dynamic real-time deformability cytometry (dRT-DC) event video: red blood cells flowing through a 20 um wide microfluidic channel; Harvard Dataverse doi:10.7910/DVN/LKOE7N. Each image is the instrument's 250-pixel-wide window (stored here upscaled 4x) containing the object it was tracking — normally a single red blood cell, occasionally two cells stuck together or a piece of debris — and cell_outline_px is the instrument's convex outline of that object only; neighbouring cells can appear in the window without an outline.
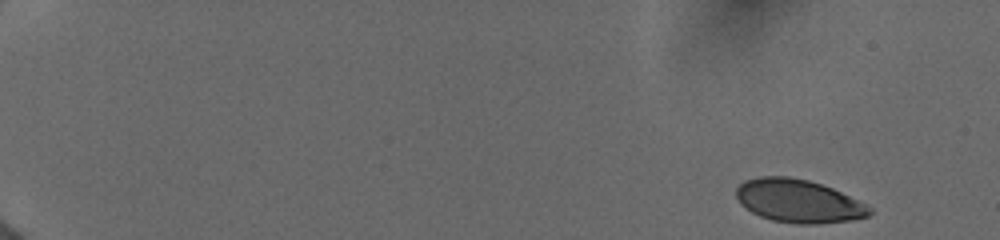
{"species": "human", "species_latin": "Homo sapiens", "temperature_condition": "cold", "stored_images_in_passage": 21, "camera_frame_rate_fps": 3000, "um_per_image_px": 0.085, "donor": {"sex": "female"}, "frame": {"image": 1, "passage_image": 1, "time_ms": 0.0, "image_size_px": [1000, 240], "cell_outline_px": [[872, 212], [868, 216], [852, 220], [816, 224], [796, 224], [772, 220], [760, 216], [752, 212], [740, 204], [736, 196], [736, 188], [744, 180], [760, 176], [788, 176], [808, 180], [832, 188], [872, 208]], "centroid_in_image_um": [67.83, 17.09], "position_along_channel_um": 17.2, "area_um2": 33.41}}
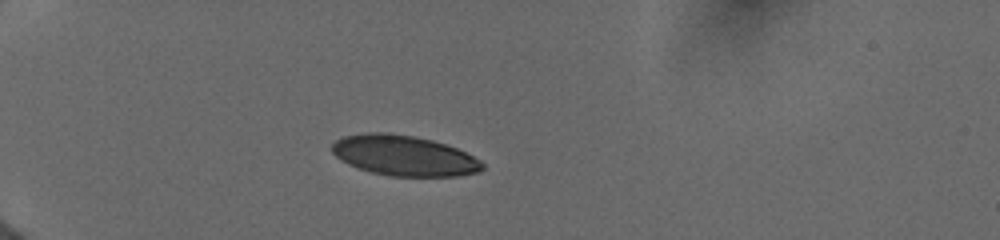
{"frame": {"image": 2, "passage_image": 17, "time_ms": 4.333, "image_size_px": [1000, 240], "cell_outline_px": [[484, 168], [480, 172], [456, 176], [388, 176], [372, 172], [348, 164], [336, 156], [332, 152], [332, 144], [336, 140], [344, 136], [368, 132], [388, 132], [412, 136], [432, 140], [456, 148], [480, 160], [484, 164]], "centroid_in_image_um": [34.34, 13.23], "position_along_channel_um": 50.7, "area_um2": 35.2}}